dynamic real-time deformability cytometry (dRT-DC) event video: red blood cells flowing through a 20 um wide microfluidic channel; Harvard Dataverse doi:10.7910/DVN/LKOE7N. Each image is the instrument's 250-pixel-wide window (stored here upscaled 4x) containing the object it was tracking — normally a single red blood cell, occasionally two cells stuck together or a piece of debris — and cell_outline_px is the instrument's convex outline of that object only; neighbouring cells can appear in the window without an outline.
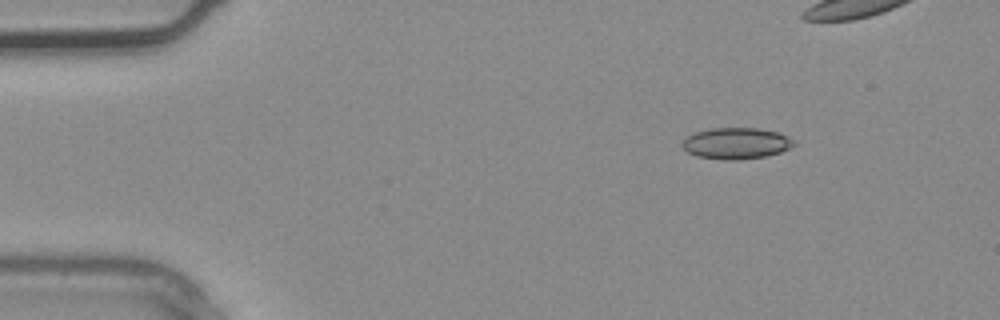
{"species": "common noctule bat (a hibernating species)", "species_latin": "Nyctalus noctula", "temperature_condition": "warm", "stored_images_in_passage": 4, "camera_frame_rate_fps": 3000, "um_per_image_px": 0.085, "animal": {"sex": "male", "body_mass_g": 20.4}, "frame": {"image": 1, "passage_image": 2, "time_ms": 0.333, "image_size_px": [1000, 320], "cell_outline_px": [[796, 144], [780, 152], [764, 156], [736, 160], [728, 160], [696, 156], [688, 152], [680, 144], [692, 132], [712, 128], [756, 128], [780, 132], [788, 136]], "centroid_in_image_um": [62.56, 12.17], "position_along_channel_um": 22.4, "area_um2": 20.29}}